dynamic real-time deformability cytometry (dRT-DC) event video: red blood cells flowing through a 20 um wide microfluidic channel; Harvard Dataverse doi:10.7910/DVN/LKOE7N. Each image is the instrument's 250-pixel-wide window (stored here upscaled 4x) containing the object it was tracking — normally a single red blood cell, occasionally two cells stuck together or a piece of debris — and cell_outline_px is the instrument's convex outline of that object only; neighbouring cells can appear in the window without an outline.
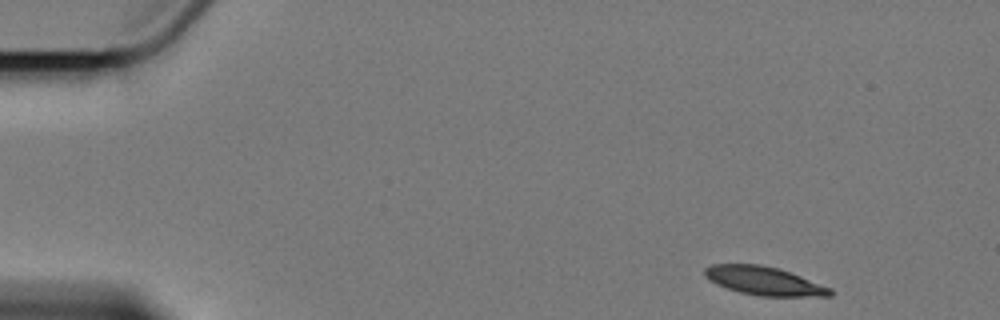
{"species": "Egyptian fruit bat (a non-hibernating species)", "species_latin": "Rousettus aegyptiacus", "temperature_condition": "cold", "stored_images_in_passage": 5, "camera_frame_rate_fps": 3000, "um_per_image_px": 0.085, "animal": {"sex": "female"}, "frame": {"image": 1, "passage_image": 1, "time_ms": 0.0, "image_size_px": [1000, 320], "cell_outline_px": [[836, 292], [832, 296], [760, 296], [740, 292], [716, 284], [704, 276], [704, 268], [712, 264], [760, 264], [780, 268], [832, 288]], "centroid_in_image_um": [64.98, 23.87], "position_along_channel_um": 20.0, "area_um2": 20.98}}
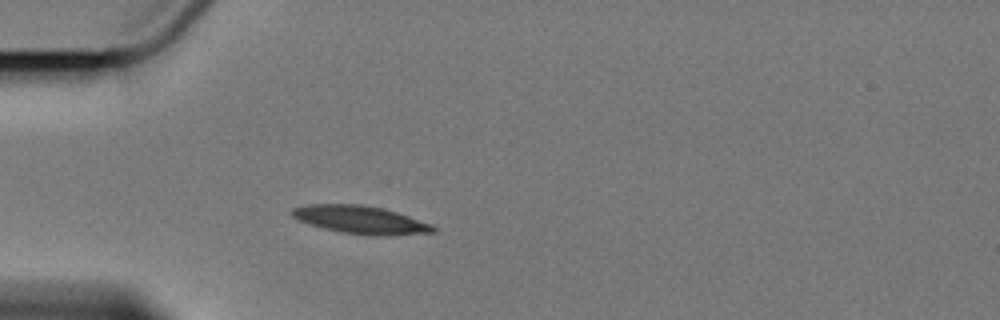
{"frame": {"image": 2, "passage_image": 4, "time_ms": 3.667, "image_size_px": [1000, 320], "cell_outline_px": [[436, 232], [388, 236], [368, 236], [340, 232], [308, 224], [292, 216], [288, 212], [292, 208], [304, 204], [360, 204], [380, 208], [396, 212], [432, 224], [436, 228]], "centroid_in_image_um": [30.62, 18.69], "position_along_channel_um": 54.4, "area_um2": 23.18}}